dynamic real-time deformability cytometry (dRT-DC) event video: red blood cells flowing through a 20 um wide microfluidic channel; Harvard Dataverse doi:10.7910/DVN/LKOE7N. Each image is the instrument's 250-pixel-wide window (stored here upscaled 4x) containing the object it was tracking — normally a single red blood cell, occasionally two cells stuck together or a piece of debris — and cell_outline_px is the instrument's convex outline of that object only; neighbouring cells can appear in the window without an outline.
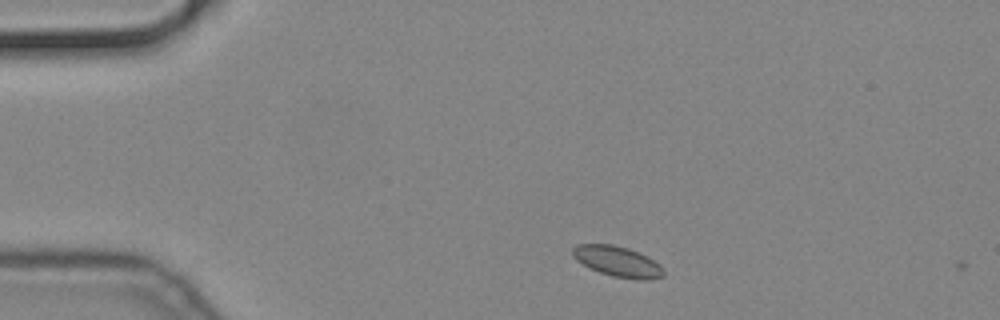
{"species": "common noctule bat (a hibernating species)", "species_latin": "Nyctalus noctula", "temperature_condition": "cold", "stored_images_in_passage": 2, "camera_frame_rate_fps": 3000, "um_per_image_px": 0.085, "animal": {"sex": "male", "body_mass_g": 19.2, "forearm_length_mm": 51.8}, "frame": {"image": 1, "passage_image": 1, "time_ms": 0.0, "image_size_px": [1000, 320], "cell_outline_px": [[664, 276], [652, 280], [636, 280], [612, 276], [600, 272], [576, 260], [572, 256], [572, 248], [576, 244], [612, 244], [628, 248], [660, 264], [664, 268]], "centroid_in_image_um": [52.5, 22.24], "position_along_channel_um": 32.5, "area_um2": 16.13}}